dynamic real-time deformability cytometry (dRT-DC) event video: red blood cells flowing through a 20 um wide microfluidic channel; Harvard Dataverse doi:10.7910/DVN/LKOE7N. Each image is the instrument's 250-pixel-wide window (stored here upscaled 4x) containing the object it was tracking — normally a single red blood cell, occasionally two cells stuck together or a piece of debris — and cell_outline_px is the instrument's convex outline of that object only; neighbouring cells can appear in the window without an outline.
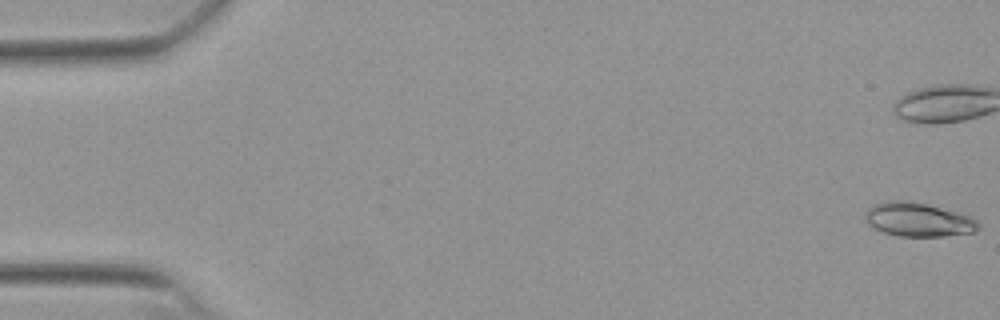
{"species": "Egyptian fruit bat (a non-hibernating species)", "species_latin": "Rousettus aegyptiacus", "temperature_condition": "warm", "stored_images_in_passage": 54, "camera_frame_rate_fps": 3000, "um_per_image_px": 0.085, "animal": {"sex": "female"}, "frame": {"image": 1, "passage_image": 1, "time_ms": 0.0, "image_size_px": [1000, 320], "cell_outline_px": [[980, 228], [976, 232], [944, 236], [896, 236], [884, 232], [868, 224], [864, 216], [864, 212], [872, 204], [884, 200], [908, 200], [928, 204], [972, 216], [980, 224]], "centroid_in_image_um": [78.05, 18.65], "position_along_channel_um": 7.0, "area_um2": 22.72}, "authors_computed_cell_mechanics": {"area_um2": 20.8947, "velocity_mm_per_s": 3.8518, "shape_relaxation_time_tau1_ms": null, "shape_relaxation_time_tau2_ms": 3.7338, "deformation_change_tau1": null, "deformation_change_tau2": 0.105}}